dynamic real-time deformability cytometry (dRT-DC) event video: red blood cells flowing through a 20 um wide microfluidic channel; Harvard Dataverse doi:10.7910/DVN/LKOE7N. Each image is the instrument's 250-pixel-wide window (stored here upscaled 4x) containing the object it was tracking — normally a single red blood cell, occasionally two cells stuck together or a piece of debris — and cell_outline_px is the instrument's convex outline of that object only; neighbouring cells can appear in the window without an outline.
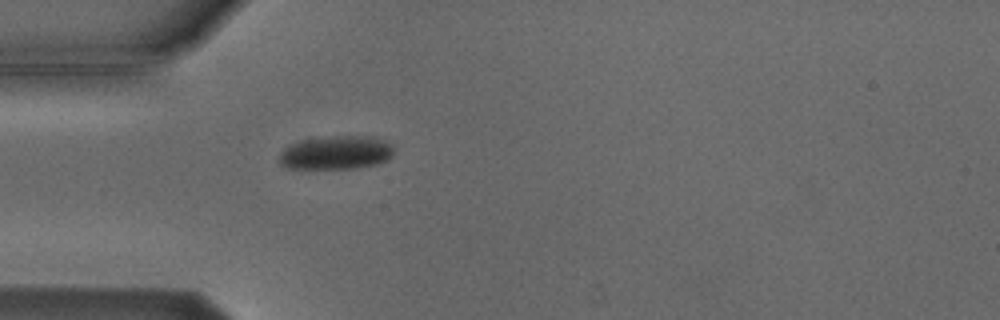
{"species": "Egyptian fruit bat (a non-hibernating species)", "species_latin": "Rousettus aegyptiacus", "temperature_condition": "cold", "stored_images_in_passage": 1, "camera_frame_rate_fps": 3000, "um_per_image_px": 0.085, "animal": {"sex": "male"}, "frame": {"image": 1, "passage_image": 1, "time_ms": 0.0, "image_size_px": [1000, 320], "cell_outline_px": [[392, 156], [388, 160], [376, 164], [356, 168], [288, 168], [280, 164], [276, 160], [280, 152], [284, 148], [292, 144], [304, 140], [332, 136], [372, 136], [384, 140], [392, 144]], "centroid_in_image_um": [28.56, 12.98], "position_along_channel_um": 56.4, "area_um2": 22.43}}